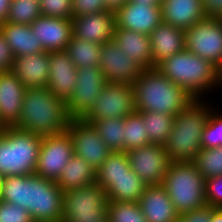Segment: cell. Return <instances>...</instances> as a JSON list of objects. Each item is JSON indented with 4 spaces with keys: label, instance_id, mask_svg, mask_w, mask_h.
Masks as SVG:
<instances>
[{
    "label": "cell",
    "instance_id": "obj_20",
    "mask_svg": "<svg viewBox=\"0 0 222 222\" xmlns=\"http://www.w3.org/2000/svg\"><path fill=\"white\" fill-rule=\"evenodd\" d=\"M30 27L46 52L64 51L73 35L71 19L41 15Z\"/></svg>",
    "mask_w": 222,
    "mask_h": 222
},
{
    "label": "cell",
    "instance_id": "obj_44",
    "mask_svg": "<svg viewBox=\"0 0 222 222\" xmlns=\"http://www.w3.org/2000/svg\"><path fill=\"white\" fill-rule=\"evenodd\" d=\"M206 16H222V0H202Z\"/></svg>",
    "mask_w": 222,
    "mask_h": 222
},
{
    "label": "cell",
    "instance_id": "obj_24",
    "mask_svg": "<svg viewBox=\"0 0 222 222\" xmlns=\"http://www.w3.org/2000/svg\"><path fill=\"white\" fill-rule=\"evenodd\" d=\"M153 68L163 59L185 49L184 30L161 22L150 33Z\"/></svg>",
    "mask_w": 222,
    "mask_h": 222
},
{
    "label": "cell",
    "instance_id": "obj_51",
    "mask_svg": "<svg viewBox=\"0 0 222 222\" xmlns=\"http://www.w3.org/2000/svg\"><path fill=\"white\" fill-rule=\"evenodd\" d=\"M3 129H4V127L0 125V136H1Z\"/></svg>",
    "mask_w": 222,
    "mask_h": 222
},
{
    "label": "cell",
    "instance_id": "obj_30",
    "mask_svg": "<svg viewBox=\"0 0 222 222\" xmlns=\"http://www.w3.org/2000/svg\"><path fill=\"white\" fill-rule=\"evenodd\" d=\"M143 119L148 136L152 144L164 145L172 131L173 116L150 111H138Z\"/></svg>",
    "mask_w": 222,
    "mask_h": 222
},
{
    "label": "cell",
    "instance_id": "obj_10",
    "mask_svg": "<svg viewBox=\"0 0 222 222\" xmlns=\"http://www.w3.org/2000/svg\"><path fill=\"white\" fill-rule=\"evenodd\" d=\"M135 111L132 85L107 82L90 111L82 119L91 123L93 120L125 118Z\"/></svg>",
    "mask_w": 222,
    "mask_h": 222
},
{
    "label": "cell",
    "instance_id": "obj_18",
    "mask_svg": "<svg viewBox=\"0 0 222 222\" xmlns=\"http://www.w3.org/2000/svg\"><path fill=\"white\" fill-rule=\"evenodd\" d=\"M26 88L9 70L0 72V125L15 127L20 120V111Z\"/></svg>",
    "mask_w": 222,
    "mask_h": 222
},
{
    "label": "cell",
    "instance_id": "obj_8",
    "mask_svg": "<svg viewBox=\"0 0 222 222\" xmlns=\"http://www.w3.org/2000/svg\"><path fill=\"white\" fill-rule=\"evenodd\" d=\"M61 222H105L107 193L97 183L64 192Z\"/></svg>",
    "mask_w": 222,
    "mask_h": 222
},
{
    "label": "cell",
    "instance_id": "obj_37",
    "mask_svg": "<svg viewBox=\"0 0 222 222\" xmlns=\"http://www.w3.org/2000/svg\"><path fill=\"white\" fill-rule=\"evenodd\" d=\"M222 146V111L210 113L208 122L201 137V149L217 148Z\"/></svg>",
    "mask_w": 222,
    "mask_h": 222
},
{
    "label": "cell",
    "instance_id": "obj_15",
    "mask_svg": "<svg viewBox=\"0 0 222 222\" xmlns=\"http://www.w3.org/2000/svg\"><path fill=\"white\" fill-rule=\"evenodd\" d=\"M101 48L99 67L107 82L132 85L144 71L114 40L103 43Z\"/></svg>",
    "mask_w": 222,
    "mask_h": 222
},
{
    "label": "cell",
    "instance_id": "obj_22",
    "mask_svg": "<svg viewBox=\"0 0 222 222\" xmlns=\"http://www.w3.org/2000/svg\"><path fill=\"white\" fill-rule=\"evenodd\" d=\"M147 222H178L179 214L162 184L147 185L139 199Z\"/></svg>",
    "mask_w": 222,
    "mask_h": 222
},
{
    "label": "cell",
    "instance_id": "obj_9",
    "mask_svg": "<svg viewBox=\"0 0 222 222\" xmlns=\"http://www.w3.org/2000/svg\"><path fill=\"white\" fill-rule=\"evenodd\" d=\"M185 49L215 67L222 62V18L207 16L184 30Z\"/></svg>",
    "mask_w": 222,
    "mask_h": 222
},
{
    "label": "cell",
    "instance_id": "obj_39",
    "mask_svg": "<svg viewBox=\"0 0 222 222\" xmlns=\"http://www.w3.org/2000/svg\"><path fill=\"white\" fill-rule=\"evenodd\" d=\"M0 222H33L29 212L16 205L0 200Z\"/></svg>",
    "mask_w": 222,
    "mask_h": 222
},
{
    "label": "cell",
    "instance_id": "obj_1",
    "mask_svg": "<svg viewBox=\"0 0 222 222\" xmlns=\"http://www.w3.org/2000/svg\"><path fill=\"white\" fill-rule=\"evenodd\" d=\"M0 200L26 209L33 222H61L64 191L36 174L5 176Z\"/></svg>",
    "mask_w": 222,
    "mask_h": 222
},
{
    "label": "cell",
    "instance_id": "obj_29",
    "mask_svg": "<svg viewBox=\"0 0 222 222\" xmlns=\"http://www.w3.org/2000/svg\"><path fill=\"white\" fill-rule=\"evenodd\" d=\"M65 51L77 68L99 66L101 44L78 39L72 35Z\"/></svg>",
    "mask_w": 222,
    "mask_h": 222
},
{
    "label": "cell",
    "instance_id": "obj_38",
    "mask_svg": "<svg viewBox=\"0 0 222 222\" xmlns=\"http://www.w3.org/2000/svg\"><path fill=\"white\" fill-rule=\"evenodd\" d=\"M40 11L43 16L72 19V0H39Z\"/></svg>",
    "mask_w": 222,
    "mask_h": 222
},
{
    "label": "cell",
    "instance_id": "obj_14",
    "mask_svg": "<svg viewBox=\"0 0 222 222\" xmlns=\"http://www.w3.org/2000/svg\"><path fill=\"white\" fill-rule=\"evenodd\" d=\"M67 132L73 141L74 154L81 157L97 171L111 153V150L106 146L92 124L83 119H71Z\"/></svg>",
    "mask_w": 222,
    "mask_h": 222
},
{
    "label": "cell",
    "instance_id": "obj_23",
    "mask_svg": "<svg viewBox=\"0 0 222 222\" xmlns=\"http://www.w3.org/2000/svg\"><path fill=\"white\" fill-rule=\"evenodd\" d=\"M207 17L202 0H163L161 4L162 21L175 28L189 29Z\"/></svg>",
    "mask_w": 222,
    "mask_h": 222
},
{
    "label": "cell",
    "instance_id": "obj_2",
    "mask_svg": "<svg viewBox=\"0 0 222 222\" xmlns=\"http://www.w3.org/2000/svg\"><path fill=\"white\" fill-rule=\"evenodd\" d=\"M70 120L66 103L48 87L28 88L15 127L41 136L56 135L67 131Z\"/></svg>",
    "mask_w": 222,
    "mask_h": 222
},
{
    "label": "cell",
    "instance_id": "obj_5",
    "mask_svg": "<svg viewBox=\"0 0 222 222\" xmlns=\"http://www.w3.org/2000/svg\"><path fill=\"white\" fill-rule=\"evenodd\" d=\"M156 68L195 100H204L202 95L216 88V67L186 49L163 59Z\"/></svg>",
    "mask_w": 222,
    "mask_h": 222
},
{
    "label": "cell",
    "instance_id": "obj_7",
    "mask_svg": "<svg viewBox=\"0 0 222 222\" xmlns=\"http://www.w3.org/2000/svg\"><path fill=\"white\" fill-rule=\"evenodd\" d=\"M162 185L179 215L207 205L205 178L194 162H170Z\"/></svg>",
    "mask_w": 222,
    "mask_h": 222
},
{
    "label": "cell",
    "instance_id": "obj_32",
    "mask_svg": "<svg viewBox=\"0 0 222 222\" xmlns=\"http://www.w3.org/2000/svg\"><path fill=\"white\" fill-rule=\"evenodd\" d=\"M124 152L152 144L146 135L141 114L135 111L124 118Z\"/></svg>",
    "mask_w": 222,
    "mask_h": 222
},
{
    "label": "cell",
    "instance_id": "obj_40",
    "mask_svg": "<svg viewBox=\"0 0 222 222\" xmlns=\"http://www.w3.org/2000/svg\"><path fill=\"white\" fill-rule=\"evenodd\" d=\"M206 204L212 208H222V175L205 179Z\"/></svg>",
    "mask_w": 222,
    "mask_h": 222
},
{
    "label": "cell",
    "instance_id": "obj_16",
    "mask_svg": "<svg viewBox=\"0 0 222 222\" xmlns=\"http://www.w3.org/2000/svg\"><path fill=\"white\" fill-rule=\"evenodd\" d=\"M71 20L73 35L78 39L101 45L113 40L116 27L113 11L73 16Z\"/></svg>",
    "mask_w": 222,
    "mask_h": 222
},
{
    "label": "cell",
    "instance_id": "obj_6",
    "mask_svg": "<svg viewBox=\"0 0 222 222\" xmlns=\"http://www.w3.org/2000/svg\"><path fill=\"white\" fill-rule=\"evenodd\" d=\"M42 137L16 127H4L0 136V172L4 176L35 174Z\"/></svg>",
    "mask_w": 222,
    "mask_h": 222
},
{
    "label": "cell",
    "instance_id": "obj_27",
    "mask_svg": "<svg viewBox=\"0 0 222 222\" xmlns=\"http://www.w3.org/2000/svg\"><path fill=\"white\" fill-rule=\"evenodd\" d=\"M145 184L131 169L118 178H110L102 188L107 193L108 201L138 202L145 191Z\"/></svg>",
    "mask_w": 222,
    "mask_h": 222
},
{
    "label": "cell",
    "instance_id": "obj_19",
    "mask_svg": "<svg viewBox=\"0 0 222 222\" xmlns=\"http://www.w3.org/2000/svg\"><path fill=\"white\" fill-rule=\"evenodd\" d=\"M77 67L68 53L64 51L50 52L49 80L47 87L65 103L69 100L76 86Z\"/></svg>",
    "mask_w": 222,
    "mask_h": 222
},
{
    "label": "cell",
    "instance_id": "obj_43",
    "mask_svg": "<svg viewBox=\"0 0 222 222\" xmlns=\"http://www.w3.org/2000/svg\"><path fill=\"white\" fill-rule=\"evenodd\" d=\"M14 58L9 44L0 31V72L11 70Z\"/></svg>",
    "mask_w": 222,
    "mask_h": 222
},
{
    "label": "cell",
    "instance_id": "obj_3",
    "mask_svg": "<svg viewBox=\"0 0 222 222\" xmlns=\"http://www.w3.org/2000/svg\"><path fill=\"white\" fill-rule=\"evenodd\" d=\"M132 88L136 111L158 112L175 117L195 100L156 67L144 69Z\"/></svg>",
    "mask_w": 222,
    "mask_h": 222
},
{
    "label": "cell",
    "instance_id": "obj_12",
    "mask_svg": "<svg viewBox=\"0 0 222 222\" xmlns=\"http://www.w3.org/2000/svg\"><path fill=\"white\" fill-rule=\"evenodd\" d=\"M76 86L66 102L71 119H82L92 108L107 81L99 66L77 68Z\"/></svg>",
    "mask_w": 222,
    "mask_h": 222
},
{
    "label": "cell",
    "instance_id": "obj_42",
    "mask_svg": "<svg viewBox=\"0 0 222 222\" xmlns=\"http://www.w3.org/2000/svg\"><path fill=\"white\" fill-rule=\"evenodd\" d=\"M178 222H211V207H204L186 212L179 216Z\"/></svg>",
    "mask_w": 222,
    "mask_h": 222
},
{
    "label": "cell",
    "instance_id": "obj_49",
    "mask_svg": "<svg viewBox=\"0 0 222 222\" xmlns=\"http://www.w3.org/2000/svg\"><path fill=\"white\" fill-rule=\"evenodd\" d=\"M215 85L222 87V62L216 66L215 70ZM218 85V86H217Z\"/></svg>",
    "mask_w": 222,
    "mask_h": 222
},
{
    "label": "cell",
    "instance_id": "obj_35",
    "mask_svg": "<svg viewBox=\"0 0 222 222\" xmlns=\"http://www.w3.org/2000/svg\"><path fill=\"white\" fill-rule=\"evenodd\" d=\"M41 15L39 1L12 0L6 22L31 25Z\"/></svg>",
    "mask_w": 222,
    "mask_h": 222
},
{
    "label": "cell",
    "instance_id": "obj_36",
    "mask_svg": "<svg viewBox=\"0 0 222 222\" xmlns=\"http://www.w3.org/2000/svg\"><path fill=\"white\" fill-rule=\"evenodd\" d=\"M194 163L205 179L222 175V146L201 149Z\"/></svg>",
    "mask_w": 222,
    "mask_h": 222
},
{
    "label": "cell",
    "instance_id": "obj_34",
    "mask_svg": "<svg viewBox=\"0 0 222 222\" xmlns=\"http://www.w3.org/2000/svg\"><path fill=\"white\" fill-rule=\"evenodd\" d=\"M108 222H147L139 202L108 201Z\"/></svg>",
    "mask_w": 222,
    "mask_h": 222
},
{
    "label": "cell",
    "instance_id": "obj_26",
    "mask_svg": "<svg viewBox=\"0 0 222 222\" xmlns=\"http://www.w3.org/2000/svg\"><path fill=\"white\" fill-rule=\"evenodd\" d=\"M0 31L9 44L14 57L44 52L40 40L34 35L30 25L4 22L0 25Z\"/></svg>",
    "mask_w": 222,
    "mask_h": 222
},
{
    "label": "cell",
    "instance_id": "obj_28",
    "mask_svg": "<svg viewBox=\"0 0 222 222\" xmlns=\"http://www.w3.org/2000/svg\"><path fill=\"white\" fill-rule=\"evenodd\" d=\"M56 183L65 192L96 183V171L81 157H71Z\"/></svg>",
    "mask_w": 222,
    "mask_h": 222
},
{
    "label": "cell",
    "instance_id": "obj_11",
    "mask_svg": "<svg viewBox=\"0 0 222 222\" xmlns=\"http://www.w3.org/2000/svg\"><path fill=\"white\" fill-rule=\"evenodd\" d=\"M73 155V141L67 131L45 135L41 140L35 174L56 182Z\"/></svg>",
    "mask_w": 222,
    "mask_h": 222
},
{
    "label": "cell",
    "instance_id": "obj_48",
    "mask_svg": "<svg viewBox=\"0 0 222 222\" xmlns=\"http://www.w3.org/2000/svg\"><path fill=\"white\" fill-rule=\"evenodd\" d=\"M211 222H222V208L211 207Z\"/></svg>",
    "mask_w": 222,
    "mask_h": 222
},
{
    "label": "cell",
    "instance_id": "obj_4",
    "mask_svg": "<svg viewBox=\"0 0 222 222\" xmlns=\"http://www.w3.org/2000/svg\"><path fill=\"white\" fill-rule=\"evenodd\" d=\"M206 104L201 99L194 100L175 116L172 131L164 144L171 162H194L201 150L203 130L210 113L215 110Z\"/></svg>",
    "mask_w": 222,
    "mask_h": 222
},
{
    "label": "cell",
    "instance_id": "obj_17",
    "mask_svg": "<svg viewBox=\"0 0 222 222\" xmlns=\"http://www.w3.org/2000/svg\"><path fill=\"white\" fill-rule=\"evenodd\" d=\"M116 27L144 33H150L162 22L161 7L126 2L115 12Z\"/></svg>",
    "mask_w": 222,
    "mask_h": 222
},
{
    "label": "cell",
    "instance_id": "obj_25",
    "mask_svg": "<svg viewBox=\"0 0 222 222\" xmlns=\"http://www.w3.org/2000/svg\"><path fill=\"white\" fill-rule=\"evenodd\" d=\"M114 42L144 69L153 68L150 36L115 27Z\"/></svg>",
    "mask_w": 222,
    "mask_h": 222
},
{
    "label": "cell",
    "instance_id": "obj_45",
    "mask_svg": "<svg viewBox=\"0 0 222 222\" xmlns=\"http://www.w3.org/2000/svg\"><path fill=\"white\" fill-rule=\"evenodd\" d=\"M12 0H0V25L6 22Z\"/></svg>",
    "mask_w": 222,
    "mask_h": 222
},
{
    "label": "cell",
    "instance_id": "obj_50",
    "mask_svg": "<svg viewBox=\"0 0 222 222\" xmlns=\"http://www.w3.org/2000/svg\"><path fill=\"white\" fill-rule=\"evenodd\" d=\"M5 176L0 172V191L4 184Z\"/></svg>",
    "mask_w": 222,
    "mask_h": 222
},
{
    "label": "cell",
    "instance_id": "obj_31",
    "mask_svg": "<svg viewBox=\"0 0 222 222\" xmlns=\"http://www.w3.org/2000/svg\"><path fill=\"white\" fill-rule=\"evenodd\" d=\"M111 152H124V118H107L91 122Z\"/></svg>",
    "mask_w": 222,
    "mask_h": 222
},
{
    "label": "cell",
    "instance_id": "obj_46",
    "mask_svg": "<svg viewBox=\"0 0 222 222\" xmlns=\"http://www.w3.org/2000/svg\"><path fill=\"white\" fill-rule=\"evenodd\" d=\"M128 0H104L107 10L115 12L122 7Z\"/></svg>",
    "mask_w": 222,
    "mask_h": 222
},
{
    "label": "cell",
    "instance_id": "obj_41",
    "mask_svg": "<svg viewBox=\"0 0 222 222\" xmlns=\"http://www.w3.org/2000/svg\"><path fill=\"white\" fill-rule=\"evenodd\" d=\"M72 4L74 16H83L108 11L104 0H72Z\"/></svg>",
    "mask_w": 222,
    "mask_h": 222
},
{
    "label": "cell",
    "instance_id": "obj_21",
    "mask_svg": "<svg viewBox=\"0 0 222 222\" xmlns=\"http://www.w3.org/2000/svg\"><path fill=\"white\" fill-rule=\"evenodd\" d=\"M50 52L15 57L11 71L28 88L47 87Z\"/></svg>",
    "mask_w": 222,
    "mask_h": 222
},
{
    "label": "cell",
    "instance_id": "obj_13",
    "mask_svg": "<svg viewBox=\"0 0 222 222\" xmlns=\"http://www.w3.org/2000/svg\"><path fill=\"white\" fill-rule=\"evenodd\" d=\"M131 169L147 185H160L164 181L170 159L164 145L149 144L126 152Z\"/></svg>",
    "mask_w": 222,
    "mask_h": 222
},
{
    "label": "cell",
    "instance_id": "obj_33",
    "mask_svg": "<svg viewBox=\"0 0 222 222\" xmlns=\"http://www.w3.org/2000/svg\"><path fill=\"white\" fill-rule=\"evenodd\" d=\"M130 170L126 152H111L96 171V183L102 187L110 178H118Z\"/></svg>",
    "mask_w": 222,
    "mask_h": 222
},
{
    "label": "cell",
    "instance_id": "obj_47",
    "mask_svg": "<svg viewBox=\"0 0 222 222\" xmlns=\"http://www.w3.org/2000/svg\"><path fill=\"white\" fill-rule=\"evenodd\" d=\"M163 0H128V2L139 3L143 5H152L155 7H161Z\"/></svg>",
    "mask_w": 222,
    "mask_h": 222
}]
</instances>
